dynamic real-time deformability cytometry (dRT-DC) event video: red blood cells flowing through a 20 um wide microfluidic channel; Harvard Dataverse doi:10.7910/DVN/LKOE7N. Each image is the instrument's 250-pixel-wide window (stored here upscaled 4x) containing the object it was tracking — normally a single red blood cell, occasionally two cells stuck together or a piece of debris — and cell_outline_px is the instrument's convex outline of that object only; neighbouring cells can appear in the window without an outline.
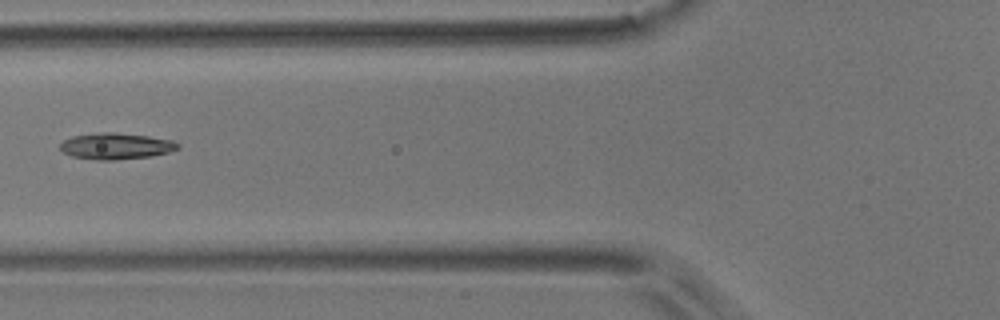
{"species": "common noctule bat (a hibernating species)", "species_latin": "Nyctalus noctula", "temperature_condition": "room temperature", "stored_images_in_passage": 6, "camera_frame_rate_fps": 3000, "um_per_image_px": 0.085, "animal": {"sex": "male", "body_mass_g": 17.9}, "frame": {"image": 1, "passage_image": 6, "time_ms": 6.333, "image_size_px": [1000, 320], "cell_outline_px": [[180, 148], [168, 152], [152, 156], [112, 160], [96, 160], [72, 156], [64, 152], [60, 148], [60, 144], [64, 140], [72, 136], [100, 132], [116, 132], [148, 136], [172, 140], [180, 144]], "centroid_in_image_um": [9.87, 12.41], "position_along_channel_um": 115.9, "area_um2": 18.03}}